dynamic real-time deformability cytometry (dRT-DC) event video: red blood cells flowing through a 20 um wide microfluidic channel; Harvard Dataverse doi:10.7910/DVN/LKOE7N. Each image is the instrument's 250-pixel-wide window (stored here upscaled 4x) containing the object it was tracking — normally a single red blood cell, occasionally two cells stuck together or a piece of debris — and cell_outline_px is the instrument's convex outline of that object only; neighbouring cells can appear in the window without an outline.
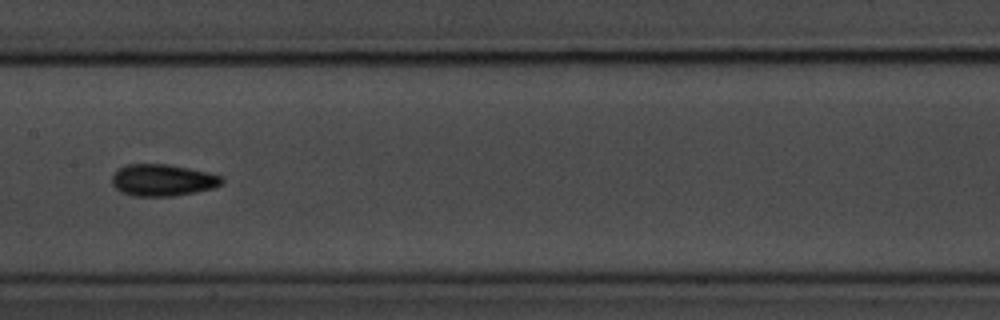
{"species": "common noctule bat (a hibernating species)", "species_latin": "Nyctalus noctula", "temperature_condition": "room temperature", "stored_images_in_passage": 39, "camera_frame_rate_fps": 3000, "um_per_image_px": 0.085, "animal": {"sex": "male", "body_mass_g": 20.1, "forearm_length_mm": 53.5}, "frame": {"image": 1, "passage_image": 12, "time_ms": 3.667, "image_size_px": [1000, 320], "cell_outline_px": [[224, 180], [220, 184], [212, 188], [196, 192], [172, 196], [136, 196], [120, 192], [112, 184], [112, 176], [120, 168], [128, 164], [168, 164], [208, 172], [220, 176]], "centroid_in_image_um": [13.81, 15.31], "position_along_channel_um": 193.6, "area_um2": 20.17}}
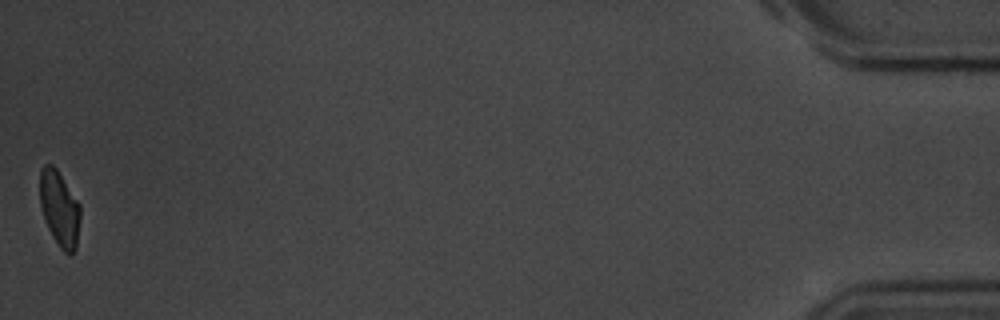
{"frame": {"image": 2, "passage_image": 39, "time_ms": 12.667, "image_size_px": [1000, 320], "cell_outline_px": [[80, 220], [76, 248], [68, 256], [60, 248], [52, 236], [48, 228], [40, 204], [40, 168], [44, 164], [52, 164], [56, 168], [80, 204]], "centroid_in_image_um": [5.06, 17.73], "position_along_channel_um": 430.1, "area_um2": 17.74}, "authors_computed_cell_mechanics": {"area_um2": 19.074, "velocity_mm_per_s": 3.7073, "shape_relaxation_time_tau1_ms": 2.5999, "shape_relaxation_time_tau2_ms": 3.0538, "deformation_change_tau1": 0.1221, "deformation_change_tau2": 0.0983}}